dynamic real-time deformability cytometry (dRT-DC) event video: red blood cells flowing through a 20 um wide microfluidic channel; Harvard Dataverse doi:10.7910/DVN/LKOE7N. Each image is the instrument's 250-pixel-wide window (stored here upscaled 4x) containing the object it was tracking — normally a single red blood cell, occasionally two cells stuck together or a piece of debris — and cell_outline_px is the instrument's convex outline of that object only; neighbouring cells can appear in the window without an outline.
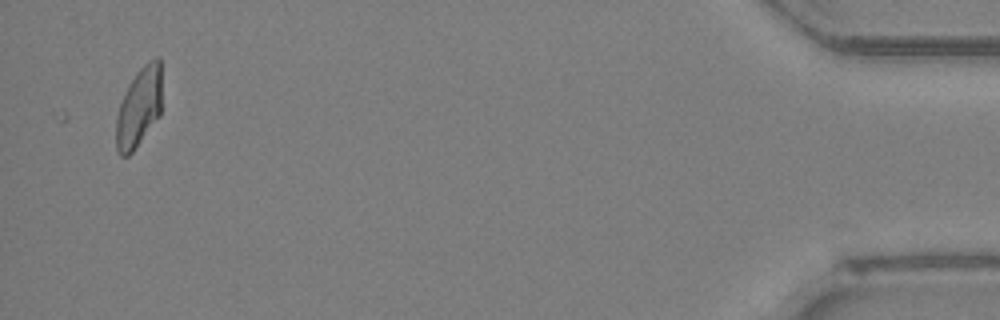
{"species": "Egyptian fruit bat (a non-hibernating species)", "species_latin": "Rousettus aegyptiacus", "temperature_condition": "room temperature", "stored_images_in_passage": 34, "camera_frame_rate_fps": 3000, "um_per_image_px": 0.085, "animal": {"sex": "female"}, "frame": {"image": 1, "passage_image": 34, "time_ms": 11.0, "image_size_px": [1000, 320], "cell_outline_px": [[160, 116], [132, 152], [128, 156], [120, 156], [116, 148], [116, 120], [120, 104], [128, 84], [136, 72], [148, 60], [156, 56], [160, 56]], "centroid_in_image_um": [11.8, 9.11], "position_along_channel_um": 423.4, "area_um2": 21.1}}